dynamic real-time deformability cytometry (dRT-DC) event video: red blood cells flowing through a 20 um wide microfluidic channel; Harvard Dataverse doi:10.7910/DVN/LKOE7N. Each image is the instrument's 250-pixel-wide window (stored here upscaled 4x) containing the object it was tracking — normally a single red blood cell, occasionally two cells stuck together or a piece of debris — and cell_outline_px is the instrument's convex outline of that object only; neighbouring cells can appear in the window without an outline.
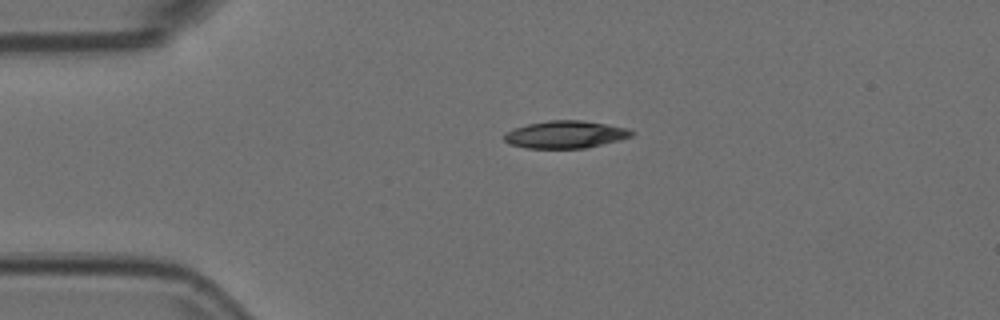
{"species": "Egyptian fruit bat (a non-hibernating species)", "species_latin": "Rousettus aegyptiacus", "temperature_condition": "room temperature", "stored_images_in_passage": 32, "camera_frame_rate_fps": 3000, "um_per_image_px": 0.085, "animal": {"sex": "female"}, "frame": {"image": 1, "passage_image": 1, "time_ms": 0.0, "image_size_px": [1000, 320], "cell_outline_px": [[636, 132], [632, 136], [620, 140], [584, 148], [524, 148], [508, 144], [504, 140], [504, 132], [528, 124], [548, 120], [580, 120], [628, 128]], "centroid_in_image_um": [48.05, 11.44], "position_along_channel_um": 37.0, "area_um2": 20.35}}
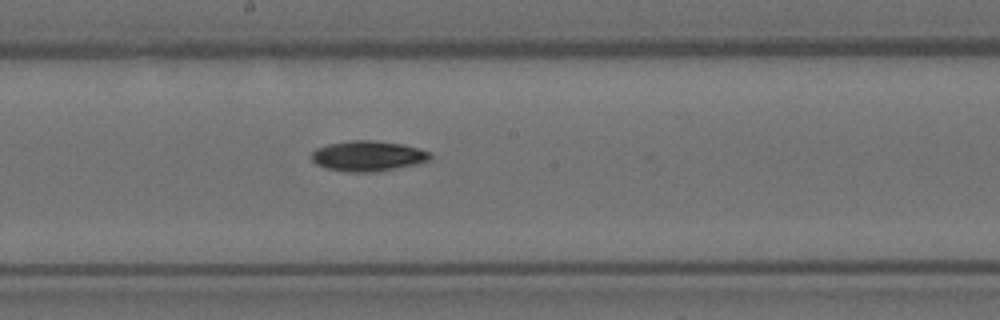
{"frame": {"image": 2, "passage_image": 18, "time_ms": 5.667, "image_size_px": [1000, 320], "cell_outline_px": [[432, 160], [416, 164], [376, 172], [348, 172], [324, 168], [316, 164], [312, 160], [312, 152], [316, 148], [328, 144], [352, 140], [372, 140], [404, 144], [428, 152], [432, 156]], "centroid_in_image_um": [31.26, 13.26], "position_along_channel_um": 216.9, "area_um2": 21.04}}
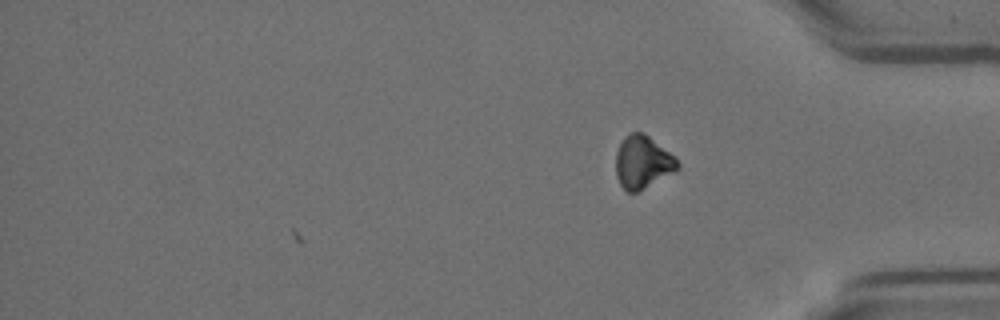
{"frame": {"image": 3, "passage_image": 32, "time_ms": 10.333, "image_size_px": [1000, 320], "cell_outline_px": [[680, 168], [676, 172], [636, 192], [628, 192], [620, 184], [616, 176], [616, 152], [624, 136], [632, 132], [644, 132], [676, 156], [680, 164]], "centroid_in_image_um": [54.66, 13.77], "position_along_channel_um": 380.5, "area_um2": 19.25}, "authors_computed_cell_mechanics": {"area_um2": 20.2589, "velocity_mm_per_s": 3.7265, "shape_relaxation_time_tau1_ms": 4.3605, "shape_relaxation_time_tau2_ms": null, "deformation_change_tau1": 0.1344, "deformation_change_tau2": null}}